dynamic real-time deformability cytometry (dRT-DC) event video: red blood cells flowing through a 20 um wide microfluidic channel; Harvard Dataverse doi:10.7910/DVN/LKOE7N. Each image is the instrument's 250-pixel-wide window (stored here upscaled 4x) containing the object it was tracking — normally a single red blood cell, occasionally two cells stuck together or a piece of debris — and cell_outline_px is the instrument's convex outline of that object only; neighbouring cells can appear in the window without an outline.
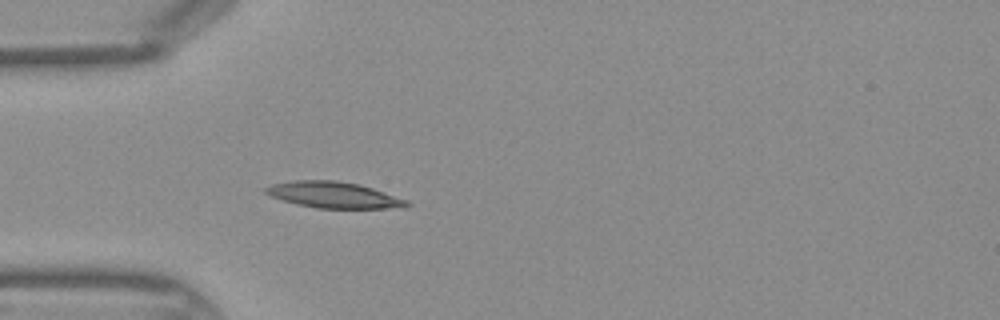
{"species": "Egyptian fruit bat (a non-hibernating species)", "species_latin": "Rousettus aegyptiacus", "temperature_condition": "warm", "stored_images_in_passage": 33, "camera_frame_rate_fps": 3000, "um_per_image_px": 0.085, "frame": {"image": 1, "passage_image": 4, "time_ms": 1.0, "image_size_px": [1000, 320], "cell_outline_px": [[412, 204], [404, 208], [316, 208], [296, 204], [272, 196], [264, 192], [264, 188], [272, 184], [292, 180], [336, 180], [360, 184], [408, 200]], "centroid_in_image_um": [28.39, 16.57], "position_along_channel_um": 56.6, "area_um2": 21.56}}
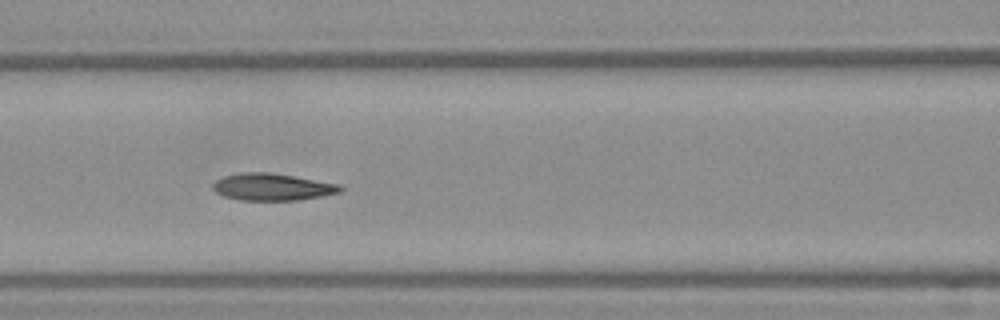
{"frame": {"image": 2, "passage_image": 10, "time_ms": 3.0, "image_size_px": [1000, 320], "cell_outline_px": [[344, 188], [340, 192], [324, 196], [300, 200], [240, 200], [224, 196], [216, 192], [212, 188], [212, 184], [216, 180], [224, 176], [244, 172], [268, 172], [340, 184]], "centroid_in_image_um": [23.16, 15.9], "position_along_channel_um": 143.4, "area_um2": 20.06}}
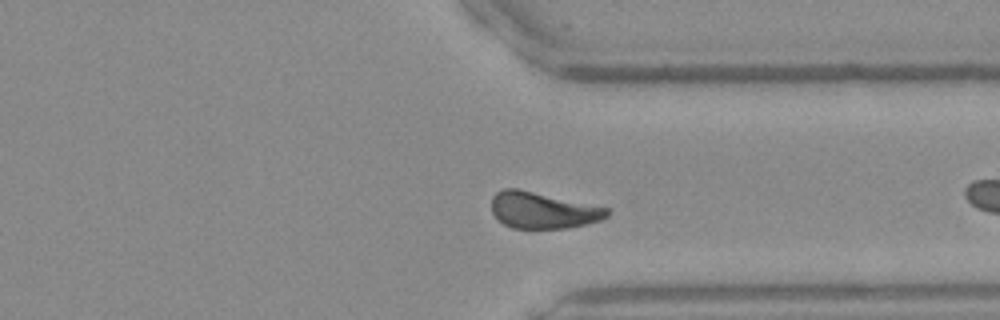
{"frame": {"image": 3, "passage_image": 22, "time_ms": 7.0, "image_size_px": [1000, 320], "cell_outline_px": [[608, 216], [600, 220], [568, 228], [512, 228], [504, 224], [492, 212], [492, 196], [496, 192], [504, 188], [516, 188], [608, 208]], "centroid_in_image_um": [46.11, 17.87], "position_along_channel_um": 365.3, "area_um2": 24.1}}